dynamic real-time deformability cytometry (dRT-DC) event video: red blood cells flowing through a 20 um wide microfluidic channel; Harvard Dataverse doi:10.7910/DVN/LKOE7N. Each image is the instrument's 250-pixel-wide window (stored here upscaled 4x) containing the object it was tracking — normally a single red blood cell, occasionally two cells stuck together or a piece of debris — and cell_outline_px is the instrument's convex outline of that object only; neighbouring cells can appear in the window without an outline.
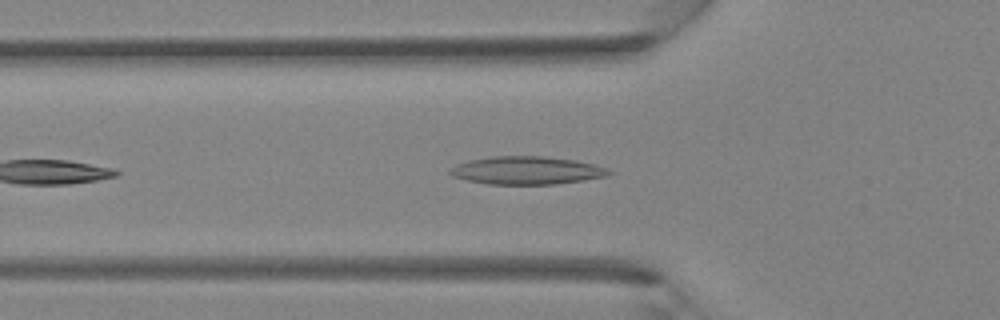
{"species": "Egyptian fruit bat (a non-hibernating species)", "species_latin": "Rousettus aegyptiacus", "temperature_condition": "room temperature", "stored_images_in_passage": 30, "camera_frame_rate_fps": 3000, "um_per_image_px": 0.085, "animal": {"sex": "female"}, "frame": {"image": 1, "passage_image": 5, "time_ms": 1.333, "image_size_px": [1000, 320], "cell_outline_px": [[612, 172], [608, 176], [584, 180], [556, 184], [488, 184], [468, 180], [452, 176], [448, 172], [448, 168], [456, 164], [468, 160], [492, 156], [544, 156], [576, 160], [608, 168]], "centroid_in_image_um": [44.75, 14.48], "position_along_channel_um": 81.0, "area_um2": 26.01}}
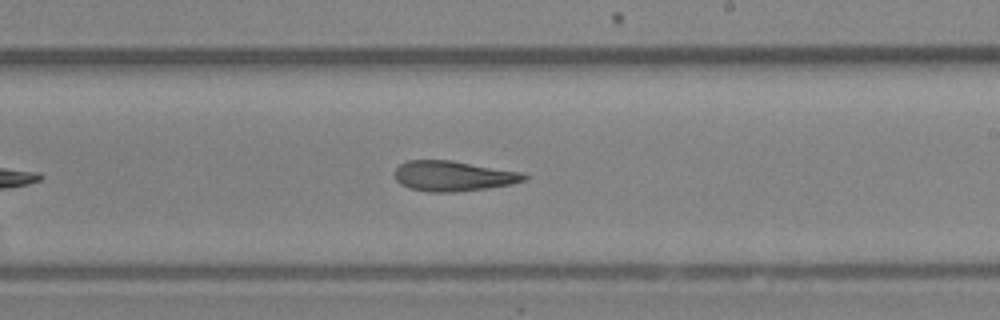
{"frame": {"image": 2, "passage_image": 15, "time_ms": 4.667, "image_size_px": [1000, 320], "cell_outline_px": [[528, 180], [512, 184], [488, 188], [452, 192], [428, 192], [408, 188], [400, 184], [396, 180], [396, 168], [400, 164], [408, 160], [452, 160], [524, 172], [528, 176]], "centroid_in_image_um": [38.57, 14.96], "position_along_channel_um": 250.4, "area_um2": 23.06}}
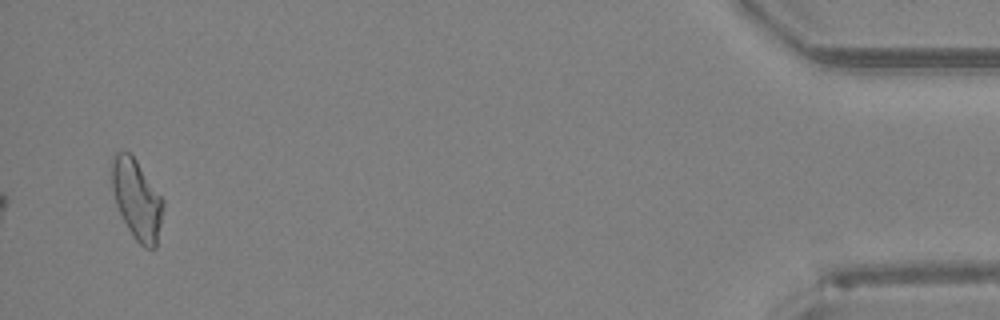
{"frame": {"image": 3, "passage_image": 30, "time_ms": 9.667, "image_size_px": [1000, 320], "cell_outline_px": [[164, 208], [156, 248], [144, 248], [132, 236], [116, 204], [112, 188], [112, 156], [116, 152], [124, 148], [136, 160], [164, 200]], "centroid_in_image_um": [11.64, 16.94], "position_along_channel_um": 423.6, "area_um2": 23.87}}